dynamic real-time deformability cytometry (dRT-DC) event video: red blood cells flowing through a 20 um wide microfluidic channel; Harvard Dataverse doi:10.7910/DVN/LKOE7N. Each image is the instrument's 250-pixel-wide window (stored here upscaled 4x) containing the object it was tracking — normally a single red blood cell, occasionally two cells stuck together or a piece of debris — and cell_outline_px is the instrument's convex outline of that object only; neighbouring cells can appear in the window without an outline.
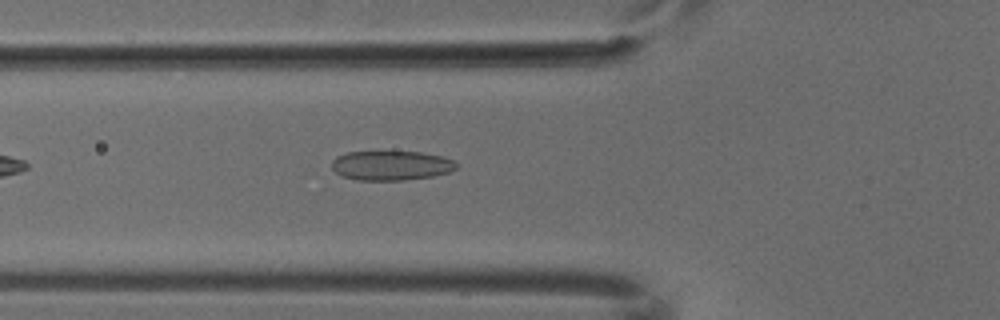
{"species": "common noctule bat (a hibernating species)", "species_latin": "Nyctalus noctula", "temperature_condition": "cold", "stored_images_in_passage": 6, "camera_frame_rate_fps": 3000, "um_per_image_px": 0.085, "animal": {"sex": "male", "body_mass_g": 18.8}, "frame": {"image": 1, "passage_image": 6, "time_ms": 1.667, "image_size_px": [1000, 320], "cell_outline_px": [[456, 168], [448, 172], [432, 176], [404, 180], [356, 180], [340, 176], [332, 168], [332, 160], [336, 156], [348, 152], [420, 152], [444, 156], [452, 160], [456, 164]], "centroid_in_image_um": [33.21, 14.07], "position_along_channel_um": 92.6, "area_um2": 21.39}}